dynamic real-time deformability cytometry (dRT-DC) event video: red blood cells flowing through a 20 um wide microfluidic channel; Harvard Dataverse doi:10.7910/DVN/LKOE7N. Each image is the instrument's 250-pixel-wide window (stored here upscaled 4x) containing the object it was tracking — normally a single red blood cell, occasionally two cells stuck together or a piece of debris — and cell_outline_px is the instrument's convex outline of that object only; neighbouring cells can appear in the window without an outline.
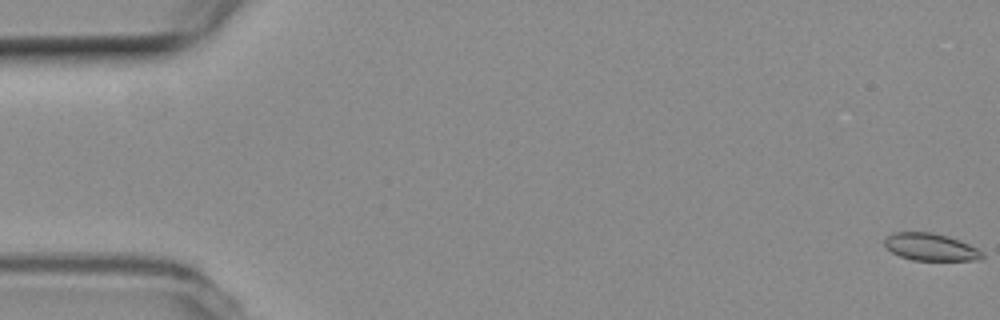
{"species": "common noctule bat (a hibernating species)", "species_latin": "Nyctalus noctula", "temperature_condition": "room temperature", "stored_images_in_passage": 56, "camera_frame_rate_fps": 3000, "um_per_image_px": 0.085, "animal": {"sex": "female", "body_mass_g": 19.3, "forearm_length_mm": 54.1}, "frame": {"image": 1, "passage_image": 1, "time_ms": 0.0, "image_size_px": [1000, 320], "cell_outline_px": [[984, 256], [980, 260], [912, 260], [900, 256], [892, 252], [884, 244], [884, 240], [892, 232], [932, 232], [948, 236], [960, 240], [984, 252]], "centroid_in_image_um": [79.12, 20.99], "position_along_channel_um": 5.9, "area_um2": 15.55}}
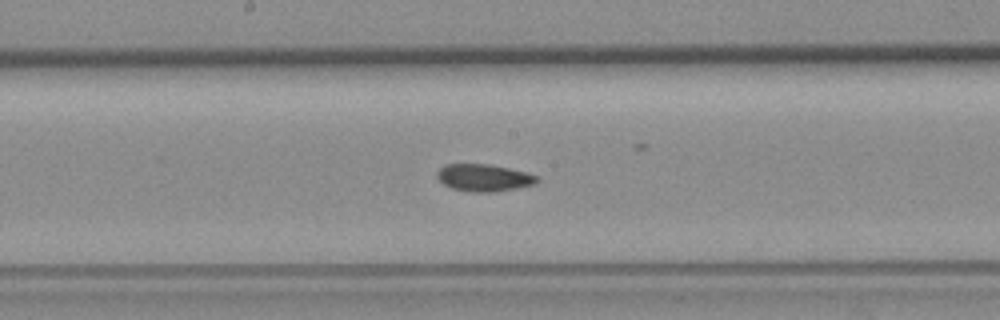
{"frame": {"image": 2, "passage_image": 29, "time_ms": 9.333, "image_size_px": [1000, 320], "cell_outline_px": [[540, 180], [536, 184], [516, 188], [492, 192], [472, 192], [452, 188], [444, 184], [436, 176], [436, 172], [444, 164], [488, 164], [528, 172], [540, 176]], "centroid_in_image_um": [41.17, 15.1], "position_along_channel_um": 207.0, "area_um2": 15.95}}
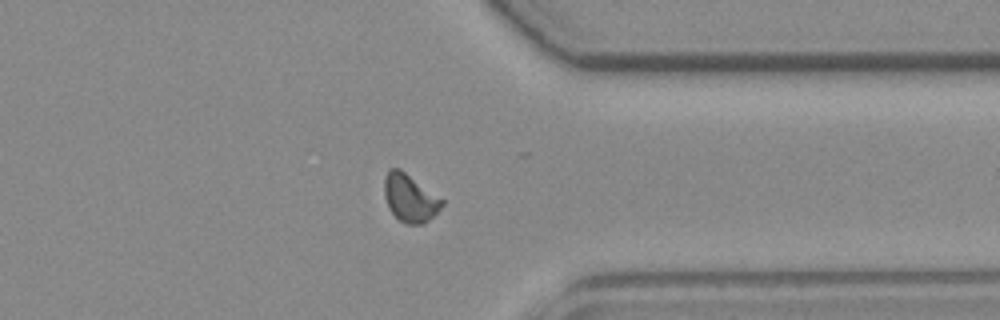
{"frame": {"image": 3, "passage_image": 43, "time_ms": 14.0, "image_size_px": [1000, 320], "cell_outline_px": [[444, 204], [424, 224], [408, 224], [400, 220], [388, 208], [384, 196], [384, 176], [388, 168], [400, 168], [444, 200]], "centroid_in_image_um": [34.81, 16.8], "position_along_channel_um": 376.6, "area_um2": 16.01}, "authors_computed_cell_mechanics": {"area_um2": 15.7794, "velocity_mm_per_s": 3.7707, "shape_relaxation_time_tau1_ms": 4.4949, "shape_relaxation_time_tau2_ms": 3.8383, "deformation_change_tau1": 0.0825, "deformation_change_tau2": 0.0631}}